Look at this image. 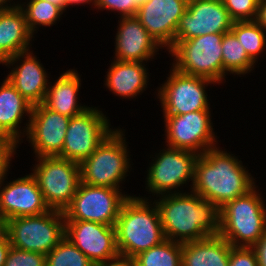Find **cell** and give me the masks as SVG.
Wrapping results in <instances>:
<instances>
[{
    "label": "cell",
    "instance_id": "1",
    "mask_svg": "<svg viewBox=\"0 0 266 266\" xmlns=\"http://www.w3.org/2000/svg\"><path fill=\"white\" fill-rule=\"evenodd\" d=\"M231 152L217 146L199 155L191 191L218 209L256 186L254 176Z\"/></svg>",
    "mask_w": 266,
    "mask_h": 266
},
{
    "label": "cell",
    "instance_id": "2",
    "mask_svg": "<svg viewBox=\"0 0 266 266\" xmlns=\"http://www.w3.org/2000/svg\"><path fill=\"white\" fill-rule=\"evenodd\" d=\"M153 201L165 239L183 244L219 234V209L196 193L161 195Z\"/></svg>",
    "mask_w": 266,
    "mask_h": 266
},
{
    "label": "cell",
    "instance_id": "3",
    "mask_svg": "<svg viewBox=\"0 0 266 266\" xmlns=\"http://www.w3.org/2000/svg\"><path fill=\"white\" fill-rule=\"evenodd\" d=\"M119 254L135 258L165 240L160 213L153 199L129 196L115 224Z\"/></svg>",
    "mask_w": 266,
    "mask_h": 266
},
{
    "label": "cell",
    "instance_id": "4",
    "mask_svg": "<svg viewBox=\"0 0 266 266\" xmlns=\"http://www.w3.org/2000/svg\"><path fill=\"white\" fill-rule=\"evenodd\" d=\"M256 185L219 209V234L233 247L252 248L266 230V204Z\"/></svg>",
    "mask_w": 266,
    "mask_h": 266
},
{
    "label": "cell",
    "instance_id": "5",
    "mask_svg": "<svg viewBox=\"0 0 266 266\" xmlns=\"http://www.w3.org/2000/svg\"><path fill=\"white\" fill-rule=\"evenodd\" d=\"M125 135L124 128H115L97 149L80 163L81 182L123 190L121 186L133 165Z\"/></svg>",
    "mask_w": 266,
    "mask_h": 266
},
{
    "label": "cell",
    "instance_id": "6",
    "mask_svg": "<svg viewBox=\"0 0 266 266\" xmlns=\"http://www.w3.org/2000/svg\"><path fill=\"white\" fill-rule=\"evenodd\" d=\"M154 153L152 161L148 163L146 171L145 190L152 194L153 199L161 195L187 192L183 186L188 185L190 181L192 189L195 173V164L198 154L181 150L177 148L164 147ZM186 184V185H185ZM180 188V190H179Z\"/></svg>",
    "mask_w": 266,
    "mask_h": 266
},
{
    "label": "cell",
    "instance_id": "7",
    "mask_svg": "<svg viewBox=\"0 0 266 266\" xmlns=\"http://www.w3.org/2000/svg\"><path fill=\"white\" fill-rule=\"evenodd\" d=\"M5 233L12 247L47 255L65 237L63 211L11 218L5 221Z\"/></svg>",
    "mask_w": 266,
    "mask_h": 266
},
{
    "label": "cell",
    "instance_id": "8",
    "mask_svg": "<svg viewBox=\"0 0 266 266\" xmlns=\"http://www.w3.org/2000/svg\"><path fill=\"white\" fill-rule=\"evenodd\" d=\"M224 33L205 34L178 42L169 52L176 70L223 84L222 38Z\"/></svg>",
    "mask_w": 266,
    "mask_h": 266
},
{
    "label": "cell",
    "instance_id": "9",
    "mask_svg": "<svg viewBox=\"0 0 266 266\" xmlns=\"http://www.w3.org/2000/svg\"><path fill=\"white\" fill-rule=\"evenodd\" d=\"M35 159L31 174L37 180L46 205L64 211L81 182L80 164L58 156Z\"/></svg>",
    "mask_w": 266,
    "mask_h": 266
},
{
    "label": "cell",
    "instance_id": "10",
    "mask_svg": "<svg viewBox=\"0 0 266 266\" xmlns=\"http://www.w3.org/2000/svg\"><path fill=\"white\" fill-rule=\"evenodd\" d=\"M129 196L132 195L119 189L80 182L63 211L65 221H91L115 226L122 204Z\"/></svg>",
    "mask_w": 266,
    "mask_h": 266
},
{
    "label": "cell",
    "instance_id": "11",
    "mask_svg": "<svg viewBox=\"0 0 266 266\" xmlns=\"http://www.w3.org/2000/svg\"><path fill=\"white\" fill-rule=\"evenodd\" d=\"M168 77L155 91L163 115H183L198 110H211L208 85L216 83L208 78L188 75L171 66Z\"/></svg>",
    "mask_w": 266,
    "mask_h": 266
},
{
    "label": "cell",
    "instance_id": "12",
    "mask_svg": "<svg viewBox=\"0 0 266 266\" xmlns=\"http://www.w3.org/2000/svg\"><path fill=\"white\" fill-rule=\"evenodd\" d=\"M211 114V110H198L183 115H163L165 146L198 155L217 147L219 140L214 132Z\"/></svg>",
    "mask_w": 266,
    "mask_h": 266
},
{
    "label": "cell",
    "instance_id": "13",
    "mask_svg": "<svg viewBox=\"0 0 266 266\" xmlns=\"http://www.w3.org/2000/svg\"><path fill=\"white\" fill-rule=\"evenodd\" d=\"M100 108L91 106L80 115L71 117L60 158L81 163L114 129Z\"/></svg>",
    "mask_w": 266,
    "mask_h": 266
},
{
    "label": "cell",
    "instance_id": "14",
    "mask_svg": "<svg viewBox=\"0 0 266 266\" xmlns=\"http://www.w3.org/2000/svg\"><path fill=\"white\" fill-rule=\"evenodd\" d=\"M234 21L222 0H188L186 11L180 18L173 45L197 36L231 31Z\"/></svg>",
    "mask_w": 266,
    "mask_h": 266
},
{
    "label": "cell",
    "instance_id": "15",
    "mask_svg": "<svg viewBox=\"0 0 266 266\" xmlns=\"http://www.w3.org/2000/svg\"><path fill=\"white\" fill-rule=\"evenodd\" d=\"M70 119L43 103L32 106L25 139L34 150L35 158L60 156Z\"/></svg>",
    "mask_w": 266,
    "mask_h": 266
},
{
    "label": "cell",
    "instance_id": "16",
    "mask_svg": "<svg viewBox=\"0 0 266 266\" xmlns=\"http://www.w3.org/2000/svg\"><path fill=\"white\" fill-rule=\"evenodd\" d=\"M6 179L0 183V213L5 221L21 216H37L50 210L31 173L8 182Z\"/></svg>",
    "mask_w": 266,
    "mask_h": 266
},
{
    "label": "cell",
    "instance_id": "17",
    "mask_svg": "<svg viewBox=\"0 0 266 266\" xmlns=\"http://www.w3.org/2000/svg\"><path fill=\"white\" fill-rule=\"evenodd\" d=\"M187 3L188 0H147L138 7L136 17L165 52L174 43Z\"/></svg>",
    "mask_w": 266,
    "mask_h": 266
},
{
    "label": "cell",
    "instance_id": "18",
    "mask_svg": "<svg viewBox=\"0 0 266 266\" xmlns=\"http://www.w3.org/2000/svg\"><path fill=\"white\" fill-rule=\"evenodd\" d=\"M65 237L94 264L119 254L115 226L91 221H65Z\"/></svg>",
    "mask_w": 266,
    "mask_h": 266
},
{
    "label": "cell",
    "instance_id": "19",
    "mask_svg": "<svg viewBox=\"0 0 266 266\" xmlns=\"http://www.w3.org/2000/svg\"><path fill=\"white\" fill-rule=\"evenodd\" d=\"M33 50L11 56L5 66L10 68L6 78L32 105L43 103L50 84L48 72Z\"/></svg>",
    "mask_w": 266,
    "mask_h": 266
},
{
    "label": "cell",
    "instance_id": "20",
    "mask_svg": "<svg viewBox=\"0 0 266 266\" xmlns=\"http://www.w3.org/2000/svg\"><path fill=\"white\" fill-rule=\"evenodd\" d=\"M113 58L119 61L147 63L163 49L142 26L136 16L118 17Z\"/></svg>",
    "mask_w": 266,
    "mask_h": 266
},
{
    "label": "cell",
    "instance_id": "21",
    "mask_svg": "<svg viewBox=\"0 0 266 266\" xmlns=\"http://www.w3.org/2000/svg\"><path fill=\"white\" fill-rule=\"evenodd\" d=\"M31 111L32 105L5 77L0 84V137L22 144L29 127ZM25 119H28L27 123L22 127Z\"/></svg>",
    "mask_w": 266,
    "mask_h": 266
},
{
    "label": "cell",
    "instance_id": "22",
    "mask_svg": "<svg viewBox=\"0 0 266 266\" xmlns=\"http://www.w3.org/2000/svg\"><path fill=\"white\" fill-rule=\"evenodd\" d=\"M144 62L113 59L105 75L104 85L114 96L134 99L148 88L149 70Z\"/></svg>",
    "mask_w": 266,
    "mask_h": 266
},
{
    "label": "cell",
    "instance_id": "23",
    "mask_svg": "<svg viewBox=\"0 0 266 266\" xmlns=\"http://www.w3.org/2000/svg\"><path fill=\"white\" fill-rule=\"evenodd\" d=\"M82 77L76 69H69L60 74L54 83L50 82L43 104L56 112L74 117L89 108L78 100Z\"/></svg>",
    "mask_w": 266,
    "mask_h": 266
},
{
    "label": "cell",
    "instance_id": "24",
    "mask_svg": "<svg viewBox=\"0 0 266 266\" xmlns=\"http://www.w3.org/2000/svg\"><path fill=\"white\" fill-rule=\"evenodd\" d=\"M233 246L220 235L182 244V266H228Z\"/></svg>",
    "mask_w": 266,
    "mask_h": 266
},
{
    "label": "cell",
    "instance_id": "25",
    "mask_svg": "<svg viewBox=\"0 0 266 266\" xmlns=\"http://www.w3.org/2000/svg\"><path fill=\"white\" fill-rule=\"evenodd\" d=\"M34 36L20 7L0 10V48L9 56L30 50Z\"/></svg>",
    "mask_w": 266,
    "mask_h": 266
},
{
    "label": "cell",
    "instance_id": "26",
    "mask_svg": "<svg viewBox=\"0 0 266 266\" xmlns=\"http://www.w3.org/2000/svg\"><path fill=\"white\" fill-rule=\"evenodd\" d=\"M222 59H223V83L228 75L250 74L257 65L248 55L232 31L224 33L222 38ZM227 75V76H226Z\"/></svg>",
    "mask_w": 266,
    "mask_h": 266
},
{
    "label": "cell",
    "instance_id": "27",
    "mask_svg": "<svg viewBox=\"0 0 266 266\" xmlns=\"http://www.w3.org/2000/svg\"><path fill=\"white\" fill-rule=\"evenodd\" d=\"M20 8L25 14L28 29L34 37L40 26L55 25L65 13L59 6L47 0H27L21 2Z\"/></svg>",
    "mask_w": 266,
    "mask_h": 266
},
{
    "label": "cell",
    "instance_id": "28",
    "mask_svg": "<svg viewBox=\"0 0 266 266\" xmlns=\"http://www.w3.org/2000/svg\"><path fill=\"white\" fill-rule=\"evenodd\" d=\"M134 259L136 266H182V243L165 239Z\"/></svg>",
    "mask_w": 266,
    "mask_h": 266
},
{
    "label": "cell",
    "instance_id": "29",
    "mask_svg": "<svg viewBox=\"0 0 266 266\" xmlns=\"http://www.w3.org/2000/svg\"><path fill=\"white\" fill-rule=\"evenodd\" d=\"M231 31L245 48L247 55L258 63L259 57L266 51V31L255 20L234 22Z\"/></svg>",
    "mask_w": 266,
    "mask_h": 266
},
{
    "label": "cell",
    "instance_id": "30",
    "mask_svg": "<svg viewBox=\"0 0 266 266\" xmlns=\"http://www.w3.org/2000/svg\"><path fill=\"white\" fill-rule=\"evenodd\" d=\"M67 237H64L47 255L46 266H94Z\"/></svg>",
    "mask_w": 266,
    "mask_h": 266
},
{
    "label": "cell",
    "instance_id": "31",
    "mask_svg": "<svg viewBox=\"0 0 266 266\" xmlns=\"http://www.w3.org/2000/svg\"><path fill=\"white\" fill-rule=\"evenodd\" d=\"M260 0H222L234 22L255 20Z\"/></svg>",
    "mask_w": 266,
    "mask_h": 266
},
{
    "label": "cell",
    "instance_id": "32",
    "mask_svg": "<svg viewBox=\"0 0 266 266\" xmlns=\"http://www.w3.org/2000/svg\"><path fill=\"white\" fill-rule=\"evenodd\" d=\"M4 266H46V255L11 246Z\"/></svg>",
    "mask_w": 266,
    "mask_h": 266
},
{
    "label": "cell",
    "instance_id": "33",
    "mask_svg": "<svg viewBox=\"0 0 266 266\" xmlns=\"http://www.w3.org/2000/svg\"><path fill=\"white\" fill-rule=\"evenodd\" d=\"M138 7L137 0H97L95 9L113 11L120 15L118 17H127L136 16Z\"/></svg>",
    "mask_w": 266,
    "mask_h": 266
},
{
    "label": "cell",
    "instance_id": "34",
    "mask_svg": "<svg viewBox=\"0 0 266 266\" xmlns=\"http://www.w3.org/2000/svg\"><path fill=\"white\" fill-rule=\"evenodd\" d=\"M18 146L20 145L13 140L0 137V183L9 175L10 166H12L10 165L12 164L11 161H13L16 151H19L17 150Z\"/></svg>",
    "mask_w": 266,
    "mask_h": 266
},
{
    "label": "cell",
    "instance_id": "35",
    "mask_svg": "<svg viewBox=\"0 0 266 266\" xmlns=\"http://www.w3.org/2000/svg\"><path fill=\"white\" fill-rule=\"evenodd\" d=\"M228 266H259L255 250L247 247H232Z\"/></svg>",
    "mask_w": 266,
    "mask_h": 266
},
{
    "label": "cell",
    "instance_id": "36",
    "mask_svg": "<svg viewBox=\"0 0 266 266\" xmlns=\"http://www.w3.org/2000/svg\"><path fill=\"white\" fill-rule=\"evenodd\" d=\"M94 266H136V264L134 258L118 254L117 256L95 264Z\"/></svg>",
    "mask_w": 266,
    "mask_h": 266
},
{
    "label": "cell",
    "instance_id": "37",
    "mask_svg": "<svg viewBox=\"0 0 266 266\" xmlns=\"http://www.w3.org/2000/svg\"><path fill=\"white\" fill-rule=\"evenodd\" d=\"M252 248L256 252L258 265L266 266V230L260 240Z\"/></svg>",
    "mask_w": 266,
    "mask_h": 266
},
{
    "label": "cell",
    "instance_id": "38",
    "mask_svg": "<svg viewBox=\"0 0 266 266\" xmlns=\"http://www.w3.org/2000/svg\"><path fill=\"white\" fill-rule=\"evenodd\" d=\"M11 247L7 234L0 235V266H4L8 251Z\"/></svg>",
    "mask_w": 266,
    "mask_h": 266
},
{
    "label": "cell",
    "instance_id": "39",
    "mask_svg": "<svg viewBox=\"0 0 266 266\" xmlns=\"http://www.w3.org/2000/svg\"><path fill=\"white\" fill-rule=\"evenodd\" d=\"M255 21L266 31V0H260Z\"/></svg>",
    "mask_w": 266,
    "mask_h": 266
},
{
    "label": "cell",
    "instance_id": "40",
    "mask_svg": "<svg viewBox=\"0 0 266 266\" xmlns=\"http://www.w3.org/2000/svg\"><path fill=\"white\" fill-rule=\"evenodd\" d=\"M96 1L97 0H64L65 10L67 11V8L69 9L70 6L75 5H84V4H91L90 6L96 7Z\"/></svg>",
    "mask_w": 266,
    "mask_h": 266
},
{
    "label": "cell",
    "instance_id": "41",
    "mask_svg": "<svg viewBox=\"0 0 266 266\" xmlns=\"http://www.w3.org/2000/svg\"><path fill=\"white\" fill-rule=\"evenodd\" d=\"M22 0L13 1V0H0V10H8L20 7Z\"/></svg>",
    "mask_w": 266,
    "mask_h": 266
},
{
    "label": "cell",
    "instance_id": "42",
    "mask_svg": "<svg viewBox=\"0 0 266 266\" xmlns=\"http://www.w3.org/2000/svg\"><path fill=\"white\" fill-rule=\"evenodd\" d=\"M10 57L0 48V64L5 66Z\"/></svg>",
    "mask_w": 266,
    "mask_h": 266
},
{
    "label": "cell",
    "instance_id": "43",
    "mask_svg": "<svg viewBox=\"0 0 266 266\" xmlns=\"http://www.w3.org/2000/svg\"><path fill=\"white\" fill-rule=\"evenodd\" d=\"M47 1L51 2L52 4L59 6L64 12H66L64 0H47Z\"/></svg>",
    "mask_w": 266,
    "mask_h": 266
},
{
    "label": "cell",
    "instance_id": "44",
    "mask_svg": "<svg viewBox=\"0 0 266 266\" xmlns=\"http://www.w3.org/2000/svg\"><path fill=\"white\" fill-rule=\"evenodd\" d=\"M4 232H5V220L3 219L0 213V235H2Z\"/></svg>",
    "mask_w": 266,
    "mask_h": 266
},
{
    "label": "cell",
    "instance_id": "45",
    "mask_svg": "<svg viewBox=\"0 0 266 266\" xmlns=\"http://www.w3.org/2000/svg\"><path fill=\"white\" fill-rule=\"evenodd\" d=\"M138 1V4L140 5L141 3H144L146 2L147 0H137Z\"/></svg>",
    "mask_w": 266,
    "mask_h": 266
}]
</instances>
